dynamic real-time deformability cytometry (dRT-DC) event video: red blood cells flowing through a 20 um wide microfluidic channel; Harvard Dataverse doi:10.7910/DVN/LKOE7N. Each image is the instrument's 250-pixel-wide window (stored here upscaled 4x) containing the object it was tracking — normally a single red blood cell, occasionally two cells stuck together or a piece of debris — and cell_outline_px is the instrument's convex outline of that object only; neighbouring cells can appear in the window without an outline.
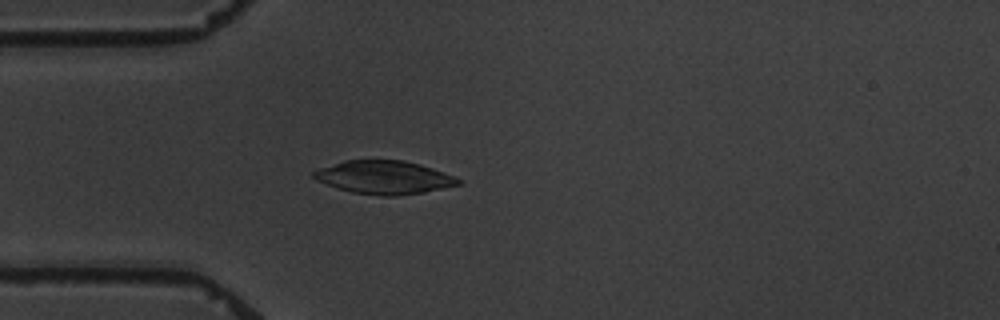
{"species": "common noctule bat (a hibernating species)", "species_latin": "Nyctalus noctula", "temperature_condition": "warm", "stored_images_in_passage": 5, "camera_frame_rate_fps": 3000, "um_per_image_px": 0.085, "animal": {"sex": "male", "body_mass_g": 19.5, "forearm_length_mm": 54.6}, "frame": {"image": 1, "passage_image": 5, "time_ms": 5.0, "image_size_px": [1000, 320], "cell_outline_px": [[464, 184], [424, 192], [396, 196], [380, 196], [352, 192], [316, 180], [312, 176], [312, 172], [320, 168], [344, 160], [404, 160], [420, 164], [432, 168], [452, 176], [460, 180]], "centroid_in_image_um": [32.66, 15.07], "position_along_channel_um": 52.3, "area_um2": 27.86}}